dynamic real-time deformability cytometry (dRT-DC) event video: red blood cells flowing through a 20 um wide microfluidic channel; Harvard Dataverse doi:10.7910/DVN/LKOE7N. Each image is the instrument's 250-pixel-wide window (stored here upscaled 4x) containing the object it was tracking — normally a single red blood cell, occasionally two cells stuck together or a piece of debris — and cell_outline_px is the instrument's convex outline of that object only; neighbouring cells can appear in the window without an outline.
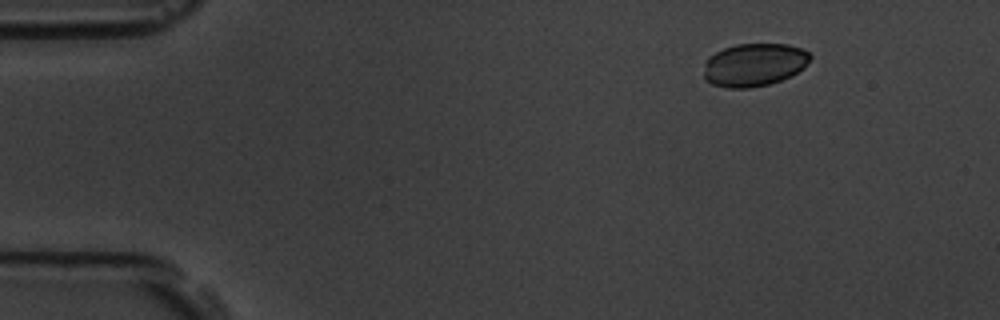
{"species": "common noctule bat (a hibernating species)", "species_latin": "Nyctalus noctula", "temperature_condition": "room temperature", "stored_images_in_passage": 5, "camera_frame_rate_fps": 3000, "um_per_image_px": 0.085, "animal": {"sex": "male", "body_mass_g": 19.5, "forearm_length_mm": 54.6}, "frame": {"image": 1, "passage_image": 1, "time_ms": 0.0, "image_size_px": [1000, 320], "cell_outline_px": [[812, 56], [804, 68], [780, 80], [768, 84], [748, 88], [728, 88], [712, 84], [704, 80], [704, 64], [708, 56], [724, 48], [736, 44], [788, 44], [800, 48], [808, 52]], "centroid_in_image_um": [64.07, 5.5], "position_along_channel_um": 20.9, "area_um2": 26.65}}
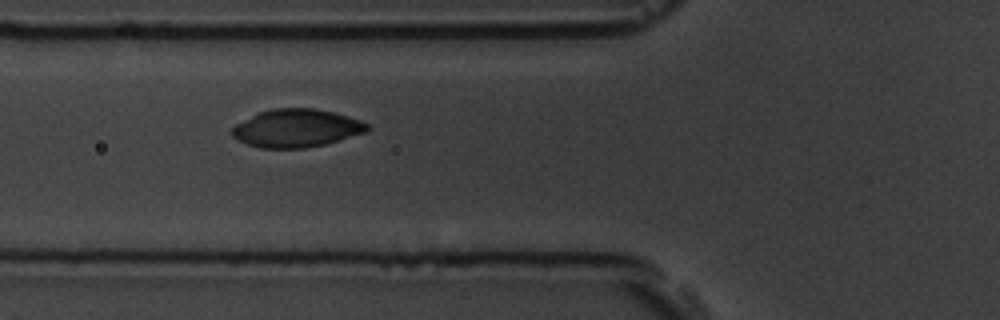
{"frame": {"image": 2, "passage_image": 5, "time_ms": 1.333, "image_size_px": [1000, 320], "cell_outline_px": [[372, 128], [368, 132], [324, 144], [304, 148], [260, 148], [236, 140], [228, 132], [236, 124], [260, 112], [272, 108], [312, 108], [332, 112], [348, 116], [360, 120], [368, 124]], "centroid_in_image_um": [25.2, 10.9], "position_along_channel_um": 100.6, "area_um2": 30.0}}